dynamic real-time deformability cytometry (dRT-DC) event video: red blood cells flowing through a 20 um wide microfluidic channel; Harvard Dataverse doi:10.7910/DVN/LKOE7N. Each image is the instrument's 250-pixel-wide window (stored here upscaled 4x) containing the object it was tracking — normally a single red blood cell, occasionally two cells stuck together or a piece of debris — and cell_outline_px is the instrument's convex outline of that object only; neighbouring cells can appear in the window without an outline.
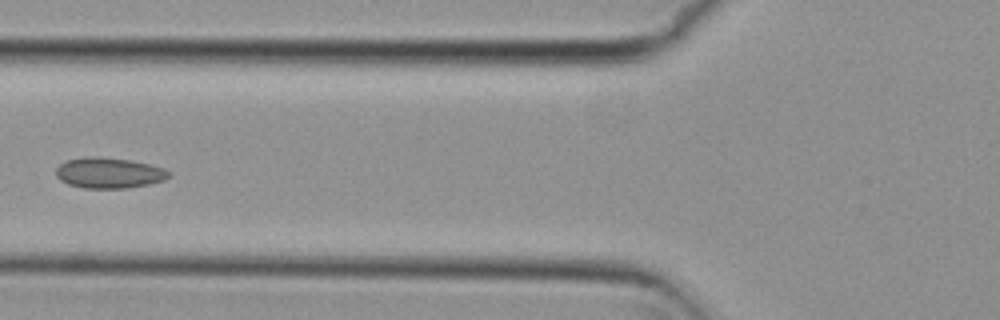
{"species": "common noctule bat (a hibernating species)", "species_latin": "Nyctalus noctula", "temperature_condition": "cold", "stored_images_in_passage": 5, "camera_frame_rate_fps": 3000, "um_per_image_px": 0.085, "animal": {"sex": "female", "body_mass_g": 29.2, "forearm_length_mm": 56.3}, "frame": {"image": 1, "passage_image": 4, "time_ms": 1.0, "image_size_px": [1000, 320], "cell_outline_px": [[172, 176], [164, 180], [148, 184], [128, 188], [84, 188], [68, 184], [60, 180], [56, 176], [56, 168], [60, 164], [68, 160], [84, 156], [92, 156], [128, 160], [148, 164], [164, 168], [172, 172]], "centroid_in_image_um": [9.27, 14.7], "position_along_channel_um": 116.5, "area_um2": 20.17}}
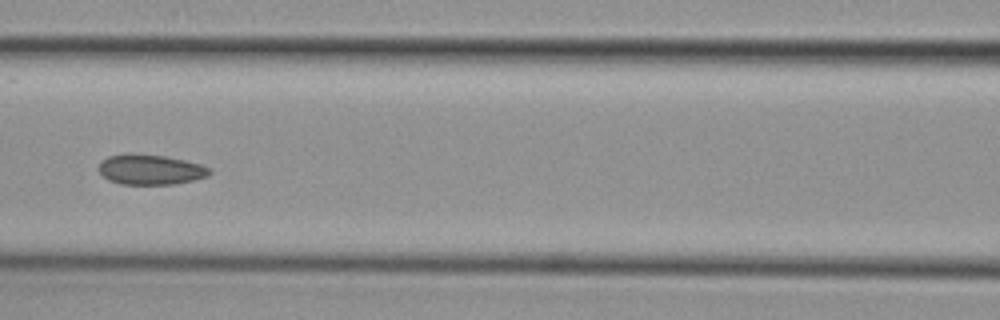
{"frame": {"image": 2, "passage_image": 5, "time_ms": 1.333, "image_size_px": [1000, 320], "cell_outline_px": [[212, 172], [208, 176], [176, 184], [120, 184], [108, 180], [96, 168], [100, 160], [108, 156], [128, 152], [164, 156], [184, 160], [200, 164], [212, 168]], "centroid_in_image_um": [12.75, 14.4], "position_along_channel_um": 153.9, "area_um2": 19.83}}